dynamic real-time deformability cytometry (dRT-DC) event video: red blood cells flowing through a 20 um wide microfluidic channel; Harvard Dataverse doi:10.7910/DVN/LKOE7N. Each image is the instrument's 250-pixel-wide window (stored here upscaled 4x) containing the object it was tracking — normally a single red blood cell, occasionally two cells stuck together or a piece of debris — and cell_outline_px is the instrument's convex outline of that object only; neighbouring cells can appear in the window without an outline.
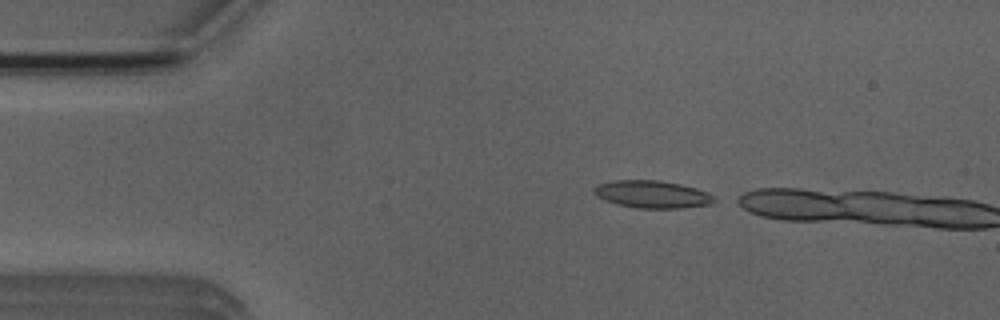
{"species": "Egyptian fruit bat (a non-hibernating species)", "species_latin": "Rousettus aegyptiacus", "temperature_condition": "room temperature", "stored_images_in_passage": 2, "camera_frame_rate_fps": 3000, "um_per_image_px": 0.085, "animal": {"sex": "male"}, "frame": {"image": 1, "passage_image": 1, "time_ms": 0.0, "image_size_px": [1000, 320], "cell_outline_px": [[720, 200], [712, 204], [680, 208], [636, 208], [616, 204], [604, 200], [596, 196], [592, 192], [592, 188], [596, 184], [616, 180], [656, 180], [680, 184], [696, 188], [708, 192], [716, 196]], "centroid_in_image_um": [55.45, 16.52], "position_along_channel_um": 29.5, "area_um2": 19.59}}